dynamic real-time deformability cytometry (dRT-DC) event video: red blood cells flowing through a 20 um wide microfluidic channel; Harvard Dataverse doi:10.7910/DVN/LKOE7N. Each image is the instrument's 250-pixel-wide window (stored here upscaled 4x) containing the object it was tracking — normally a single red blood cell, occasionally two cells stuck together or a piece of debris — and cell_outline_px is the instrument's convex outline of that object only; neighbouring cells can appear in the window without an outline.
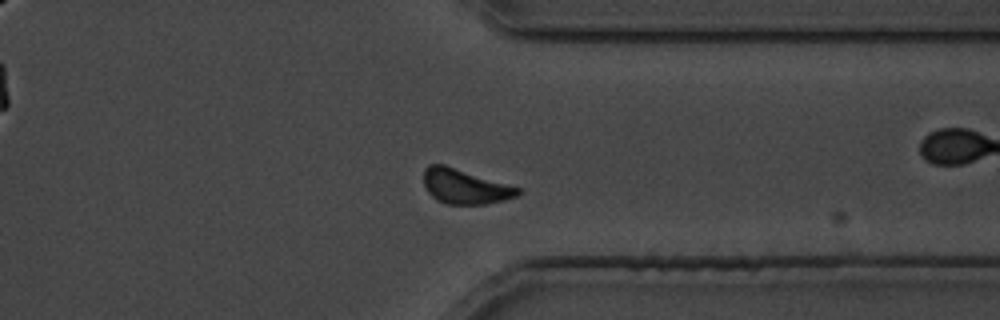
{"species": "common noctule bat (a hibernating species)", "species_latin": "Nyctalus noctula", "temperature_condition": "cold", "stored_images_in_passage": 34, "camera_frame_rate_fps": 3000, "um_per_image_px": 0.085, "animal": {"sex": "male", "body_mass_g": 19.5, "forearm_length_mm": 54.6}, "frame": {"image": 1, "passage_image": 25, "time_ms": 30.333, "image_size_px": [1000, 320], "cell_outline_px": [[524, 192], [520, 196], [504, 200], [484, 204], [448, 204], [436, 200], [428, 192], [424, 184], [424, 168], [428, 164], [444, 164], [520, 188]], "centroid_in_image_um": [39.54, 15.85], "position_along_channel_um": 371.9, "area_um2": 19.13}}
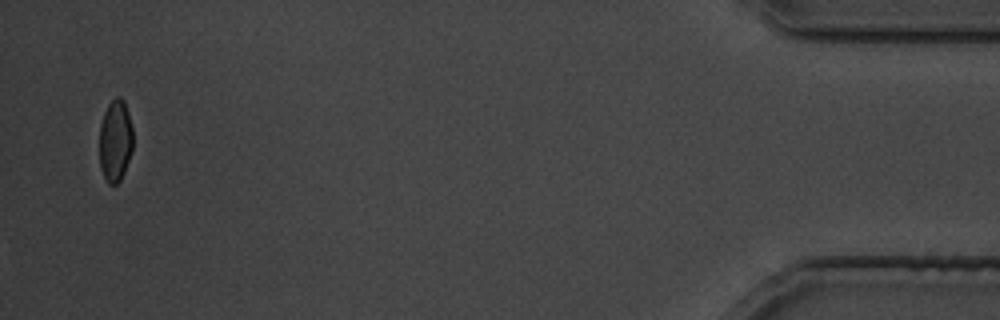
{"frame": {"image": 2, "passage_image": 34, "time_ms": 41.667, "image_size_px": [1000, 320], "cell_outline_px": [[132, 152], [124, 172], [120, 180], [116, 184], [108, 184], [100, 168], [100, 124], [104, 112], [108, 104], [116, 96], [120, 96], [124, 100], [128, 112], [132, 128]], "centroid_in_image_um": [9.8, 11.94], "position_along_channel_um": 425.4, "area_um2": 16.07}}